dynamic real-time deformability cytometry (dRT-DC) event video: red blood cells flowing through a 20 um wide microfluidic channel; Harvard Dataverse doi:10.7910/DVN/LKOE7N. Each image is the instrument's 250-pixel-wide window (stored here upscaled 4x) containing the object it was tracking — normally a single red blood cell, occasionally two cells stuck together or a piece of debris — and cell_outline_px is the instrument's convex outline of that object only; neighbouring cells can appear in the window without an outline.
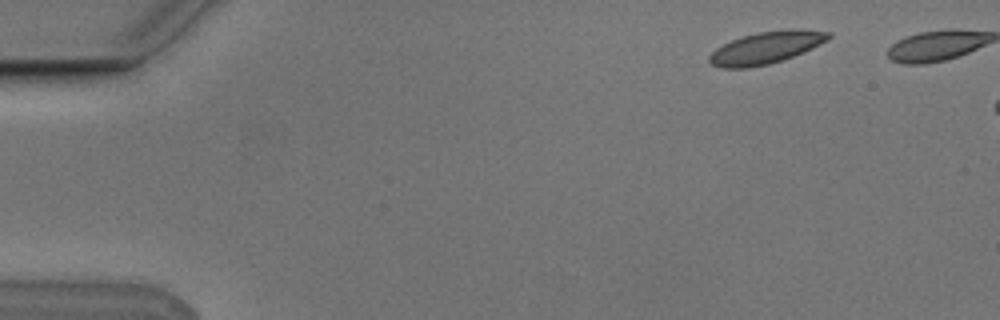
{"species": "Egyptian fruit bat (a non-hibernating species)", "species_latin": "Rousettus aegyptiacus", "temperature_condition": "cold", "stored_images_in_passage": 4, "camera_frame_rate_fps": 3000, "um_per_image_px": 0.085, "animal": {"sex": "male"}, "frame": {"image": 1, "passage_image": 1, "time_ms": 0.0, "image_size_px": [1000, 320], "cell_outline_px": [[832, 36], [828, 40], [804, 52], [768, 64], [748, 68], [720, 68], [712, 64], [708, 60], [708, 56], [716, 48], [732, 40], [744, 36], [760, 32], [792, 28], [800, 28], [832, 32]], "centroid_in_image_um": [65.15, 4.04], "position_along_channel_um": 19.9, "area_um2": 22.25}}